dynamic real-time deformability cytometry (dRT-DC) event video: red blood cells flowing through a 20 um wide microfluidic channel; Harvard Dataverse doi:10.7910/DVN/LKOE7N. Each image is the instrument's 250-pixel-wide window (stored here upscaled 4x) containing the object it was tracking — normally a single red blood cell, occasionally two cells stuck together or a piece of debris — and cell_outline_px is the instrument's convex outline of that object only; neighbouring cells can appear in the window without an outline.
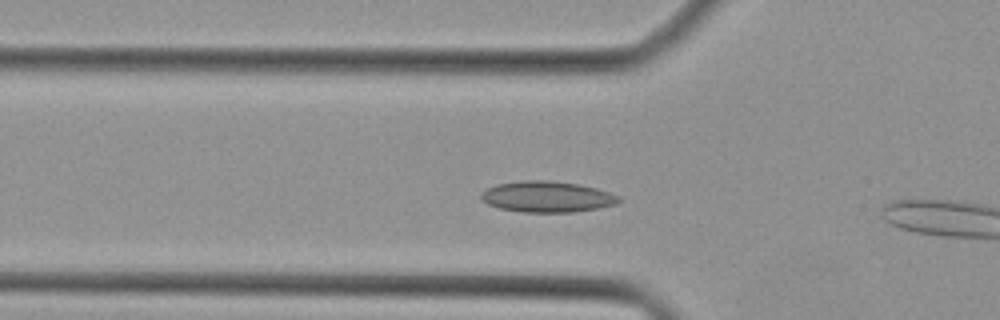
{"species": "Egyptian fruit bat (a non-hibernating species)", "species_latin": "Rousettus aegyptiacus", "temperature_condition": "cold", "stored_images_in_passage": 12, "camera_frame_rate_fps": 3000, "um_per_image_px": 0.085, "animal": {"sex": "female"}, "frame": {"image": 1, "passage_image": 10, "time_ms": 3.0, "image_size_px": [1000, 320], "cell_outline_px": [[620, 200], [616, 204], [596, 208], [572, 212], [524, 212], [500, 208], [488, 204], [480, 200], [480, 192], [496, 184], [520, 180], [548, 180], [580, 184], [596, 188], [620, 196]], "centroid_in_image_um": [46.46, 16.71], "position_along_channel_um": 79.3, "area_um2": 24.91}}